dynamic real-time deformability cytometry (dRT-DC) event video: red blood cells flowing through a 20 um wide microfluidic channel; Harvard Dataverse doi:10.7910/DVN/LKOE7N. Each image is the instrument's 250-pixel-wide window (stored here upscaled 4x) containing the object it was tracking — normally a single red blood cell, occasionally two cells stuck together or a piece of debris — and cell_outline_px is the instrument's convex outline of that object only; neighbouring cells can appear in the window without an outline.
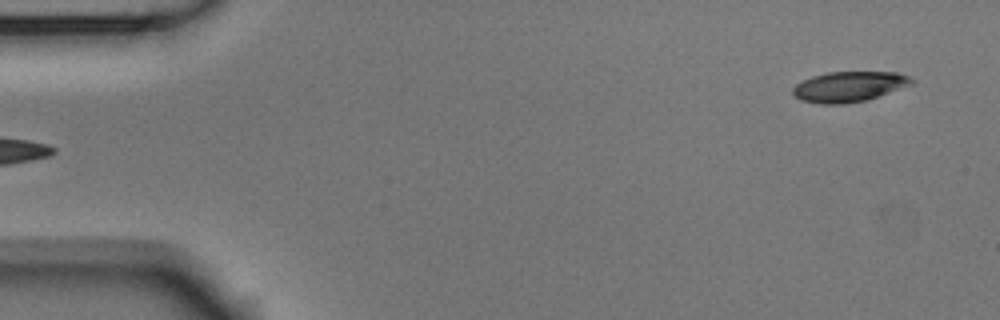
{"species": "Egyptian fruit bat (a non-hibernating species)", "species_latin": "Rousettus aegyptiacus", "temperature_condition": "room temperature", "stored_images_in_passage": 4, "camera_frame_rate_fps": 3000, "um_per_image_px": 0.085, "animal": {"sex": "male"}, "frame": {"image": 1, "passage_image": 4, "time_ms": 1.0, "image_size_px": [1000, 320], "cell_outline_px": [[916, 80], [912, 84], [864, 100], [840, 104], [820, 104], [800, 100], [792, 92], [792, 88], [796, 84], [812, 76], [828, 72], [896, 72], [908, 76]], "centroid_in_image_um": [72.14, 7.35], "position_along_channel_um": 12.9, "area_um2": 20.69}}